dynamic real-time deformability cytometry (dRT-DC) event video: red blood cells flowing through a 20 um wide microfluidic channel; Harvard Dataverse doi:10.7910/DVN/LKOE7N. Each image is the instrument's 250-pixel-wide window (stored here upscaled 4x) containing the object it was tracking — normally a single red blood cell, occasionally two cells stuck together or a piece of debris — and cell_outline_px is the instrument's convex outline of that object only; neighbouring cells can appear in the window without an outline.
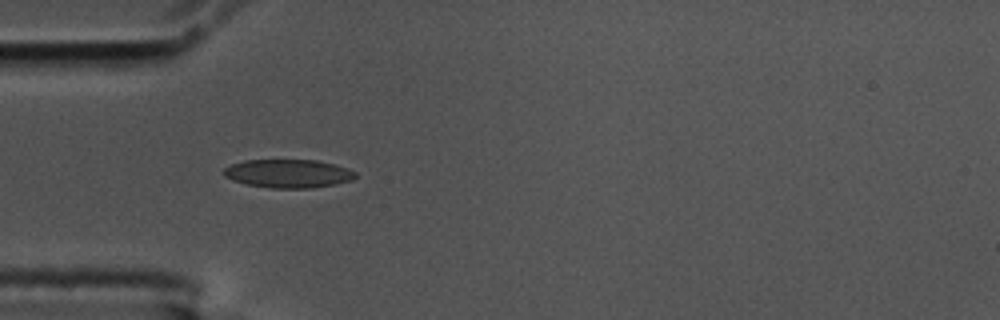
{"species": "common noctule bat (a hibernating species)", "species_latin": "Nyctalus noctula", "temperature_condition": "cold", "stored_images_in_passage": 40, "camera_frame_rate_fps": 3000, "um_per_image_px": 0.085, "animal": {"sex": "male", "body_mass_g": 17.5, "forearm_length_mm": 52.3}, "frame": {"image": 1, "passage_image": 1, "time_ms": 0.0, "image_size_px": [1000, 320], "cell_outline_px": [[356, 176], [352, 180], [312, 188], [272, 188], [248, 184], [232, 180], [224, 176], [224, 168], [232, 164], [244, 160], [316, 160], [336, 164], [348, 168], [356, 172]], "centroid_in_image_um": [24.51, 14.74], "position_along_channel_um": 60.5, "area_um2": 21.73}}
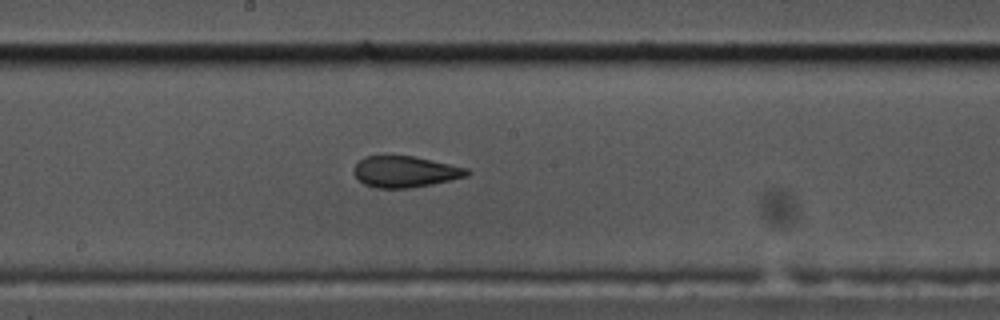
{"frame": {"image": 2, "passage_image": 14, "time_ms": 4.333, "image_size_px": [1000, 320], "cell_outline_px": [[472, 172], [468, 176], [432, 184], [408, 188], [376, 188], [364, 184], [352, 172], [352, 168], [364, 156], [412, 156], [432, 160], [468, 168]], "centroid_in_image_um": [34.44, 14.59], "position_along_channel_um": 213.8, "area_um2": 20.58}}
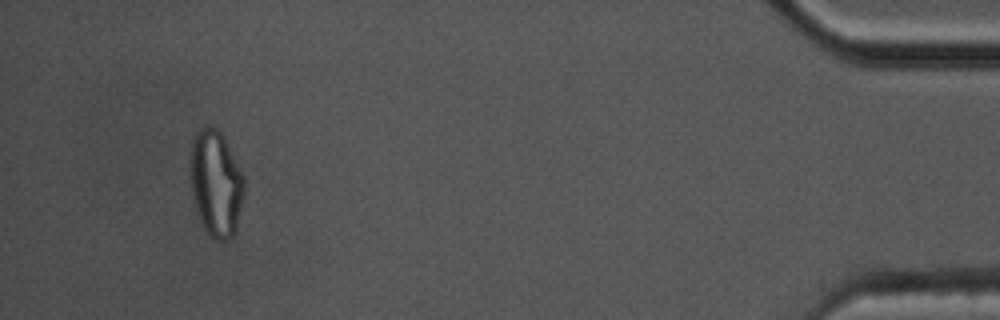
{"frame": {"image": 3, "passage_image": 37, "time_ms": 12.0, "image_size_px": [1000, 320], "cell_outline_px": [[244, 196], [236, 228], [232, 236], [228, 240], [216, 240], [204, 228], [200, 220], [196, 208], [192, 192], [192, 140], [196, 132], [204, 124], [208, 124], [216, 128], [220, 132], [244, 176]], "centroid_in_image_um": [18.37, 15.58], "position_along_channel_um": 416.8, "area_um2": 32.71}, "authors_computed_cell_mechanics": {"area_um2": 21.4149, "velocity_mm_per_s": 3.5796, "shape_relaxation_time_tau1_ms": null, "shape_relaxation_time_tau2_ms": 1.5468, "deformation_change_tau1": null, "deformation_change_tau2": 0.0609}}